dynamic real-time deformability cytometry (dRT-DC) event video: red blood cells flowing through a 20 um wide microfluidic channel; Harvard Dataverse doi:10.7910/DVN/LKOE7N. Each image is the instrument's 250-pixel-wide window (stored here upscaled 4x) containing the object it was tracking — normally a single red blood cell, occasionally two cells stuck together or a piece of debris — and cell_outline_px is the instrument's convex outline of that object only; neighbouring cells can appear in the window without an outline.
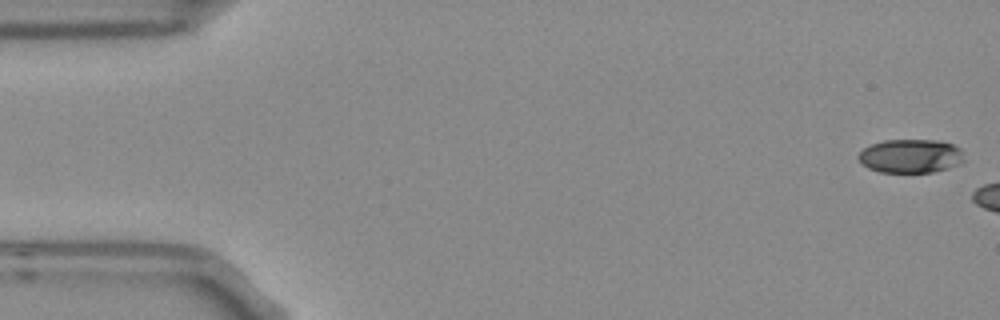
{"species": "Egyptian fruit bat (a non-hibernating species)", "species_latin": "Rousettus aegyptiacus", "temperature_condition": "room temperature", "stored_images_in_passage": 5, "segment_of_instrument_passage": [2, 2], "camera_frame_rate_fps": 3000, "um_per_image_px": 0.085, "frame": {"image": 1, "passage_image": 5, "time_ms": 1.333, "image_size_px": [1000, 320], "cell_outline_px": [[964, 160], [960, 164], [948, 168], [932, 172], [880, 172], [868, 168], [856, 156], [864, 148], [872, 144], [884, 140], [940, 140], [952, 144], [960, 148]], "centroid_in_image_um": [77.41, 13.26], "position_along_channel_um": 7.6, "area_um2": 20.75}}